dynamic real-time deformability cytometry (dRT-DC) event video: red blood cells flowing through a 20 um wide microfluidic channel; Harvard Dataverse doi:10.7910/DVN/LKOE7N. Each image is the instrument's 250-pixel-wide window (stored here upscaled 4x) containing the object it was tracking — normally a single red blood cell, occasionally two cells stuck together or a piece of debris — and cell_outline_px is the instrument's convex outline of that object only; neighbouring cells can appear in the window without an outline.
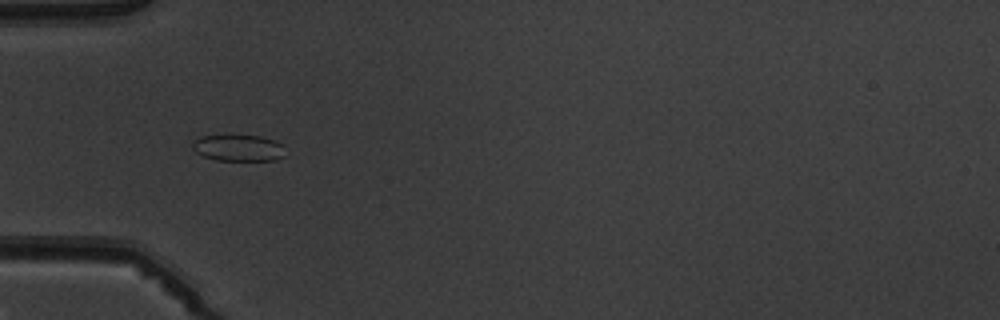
{"species": "common noctule bat (a hibernating species)", "species_latin": "Nyctalus noctula", "temperature_condition": "warm", "stored_images_in_passage": 7, "camera_frame_rate_fps": 3000, "um_per_image_px": 0.085, "animal": {"sex": "male", "body_mass_g": 19.5, "forearm_length_mm": 54.6}, "frame": {"image": 1, "passage_image": 5, "time_ms": 5.333, "image_size_px": [1000, 320], "cell_outline_px": [[284, 156], [276, 160], [216, 160], [204, 156], [196, 152], [192, 148], [192, 140], [200, 136], [224, 132], [260, 136], [272, 140], [280, 144]], "centroid_in_image_um": [20.15, 12.51], "position_along_channel_um": 64.8, "area_um2": 14.85}}
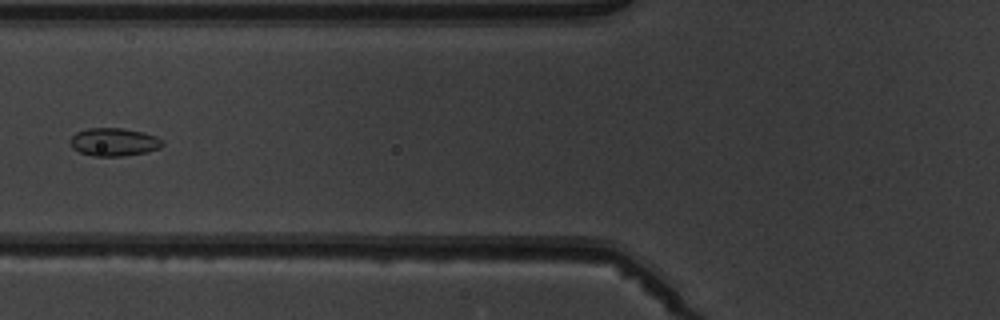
{"frame": {"image": 2, "passage_image": 6, "time_ms": 6.667, "image_size_px": [1000, 320], "cell_outline_px": [[164, 144], [160, 148], [144, 152], [124, 156], [92, 156], [80, 152], [72, 148], [72, 136], [76, 132], [88, 128], [124, 128], [156, 136], [164, 140]], "centroid_in_image_um": [9.7, 12.07], "position_along_channel_um": 116.1, "area_um2": 14.97}}
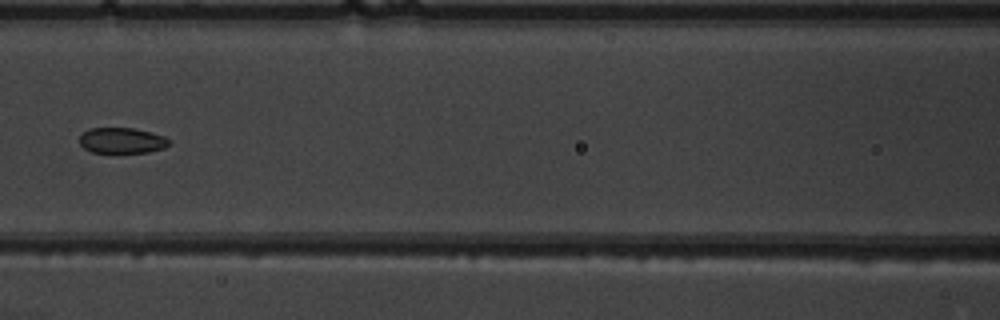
{"frame": {"image": 3, "passage_image": 7, "time_ms": 7.667, "image_size_px": [1000, 320], "cell_outline_px": [[168, 144], [164, 148], [148, 152], [112, 156], [92, 152], [84, 148], [80, 144], [80, 136], [88, 128], [136, 128], [152, 132], [164, 136], [168, 140]], "centroid_in_image_um": [10.33, 11.99], "position_along_channel_um": 156.3, "area_um2": 14.1}}